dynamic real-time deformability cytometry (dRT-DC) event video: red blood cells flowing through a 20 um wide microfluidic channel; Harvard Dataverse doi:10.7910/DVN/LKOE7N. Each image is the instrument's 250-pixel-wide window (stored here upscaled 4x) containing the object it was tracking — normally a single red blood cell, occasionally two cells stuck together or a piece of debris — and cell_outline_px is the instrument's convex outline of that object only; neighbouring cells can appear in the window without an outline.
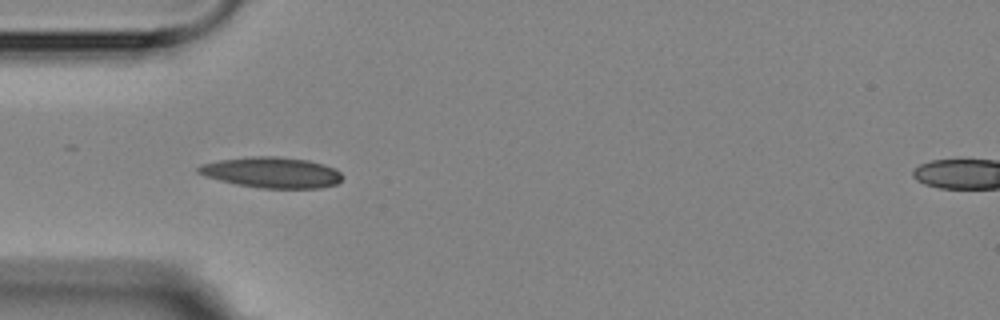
{"species": "Egyptian fruit bat (a non-hibernating species)", "species_latin": "Rousettus aegyptiacus", "temperature_condition": "room temperature", "stored_images_in_passage": 8, "camera_frame_rate_fps": 3000, "um_per_image_px": 0.085, "animal": {"sex": "female"}, "frame": {"image": 1, "passage_image": 5, "time_ms": 4.667, "image_size_px": [1000, 320], "cell_outline_px": [[344, 176], [336, 184], [320, 188], [260, 188], [236, 184], [220, 180], [196, 172], [196, 168], [204, 164], [220, 160], [248, 156], [276, 156], [308, 160], [324, 164], [336, 168]], "centroid_in_image_um": [23.15, 14.65], "position_along_channel_um": 61.9, "area_um2": 25.78}}
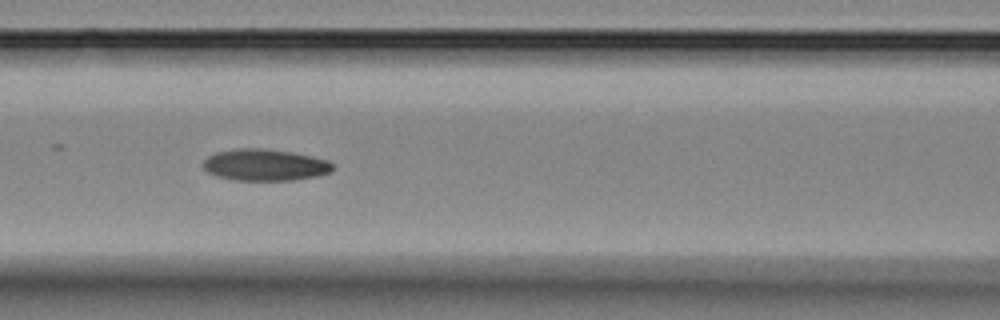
{"frame": {"image": 2, "passage_image": 7, "time_ms": 7.0, "image_size_px": [1000, 320], "cell_outline_px": [[332, 172], [316, 176], [292, 180], [236, 180], [216, 176], [208, 172], [204, 168], [204, 160], [208, 156], [216, 152], [236, 148], [264, 148], [292, 152], [312, 156], [328, 160], [332, 164]], "centroid_in_image_um": [22.52, 14.01], "position_along_channel_um": 144.1, "area_um2": 23.87}}
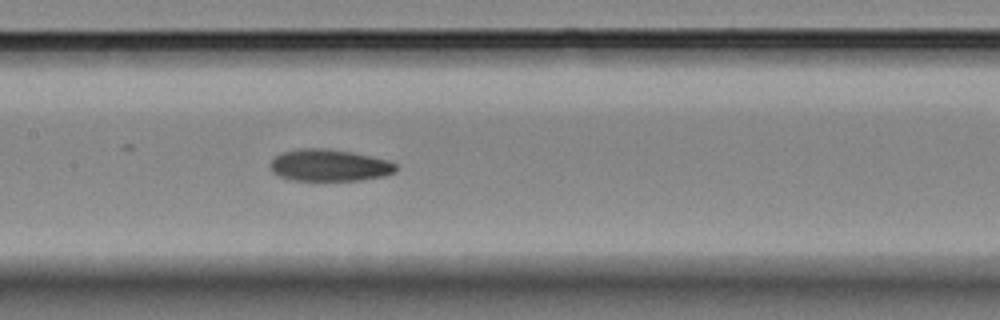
{"frame": {"image": 3, "passage_image": 8, "time_ms": 8.0, "image_size_px": [1000, 320], "cell_outline_px": [[396, 172], [384, 176], [360, 180], [292, 180], [280, 176], [272, 172], [272, 160], [280, 152], [300, 148], [328, 148], [352, 152], [388, 160], [396, 164]], "centroid_in_image_um": [28.0, 14.04], "position_along_channel_um": 179.4, "area_um2": 23.29}}